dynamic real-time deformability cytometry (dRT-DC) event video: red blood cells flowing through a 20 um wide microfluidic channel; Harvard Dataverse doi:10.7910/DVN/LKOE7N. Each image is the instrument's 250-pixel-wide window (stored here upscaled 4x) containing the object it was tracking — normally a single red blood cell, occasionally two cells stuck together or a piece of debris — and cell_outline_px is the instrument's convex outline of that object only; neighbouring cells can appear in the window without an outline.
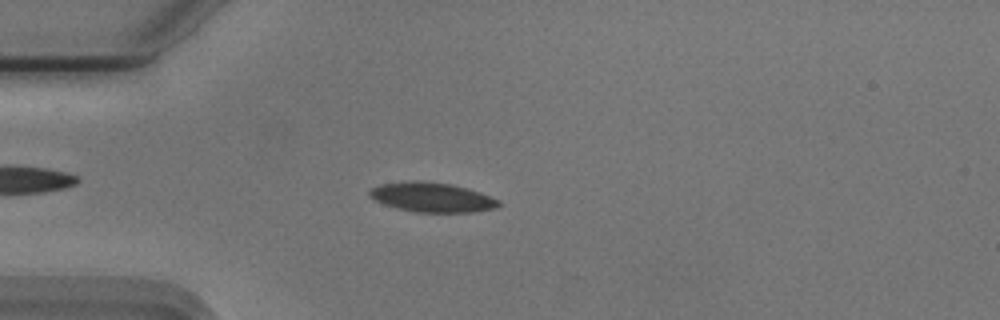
{"species": "Egyptian fruit bat (a non-hibernating species)", "species_latin": "Rousettus aegyptiacus", "temperature_condition": "cold", "stored_images_in_passage": 53, "camera_frame_rate_fps": 3000, "um_per_image_px": 0.085, "animal": {"sex": "male"}, "frame": {"image": 1, "passage_image": 14, "time_ms": 4.333, "image_size_px": [1000, 320], "cell_outline_px": [[504, 204], [496, 208], [476, 212], [416, 212], [396, 208], [384, 204], [368, 196], [368, 192], [372, 188], [380, 184], [412, 180], [420, 180], [452, 184], [480, 192], [500, 200]], "centroid_in_image_um": [36.75, 16.77], "position_along_channel_um": 48.2, "area_um2": 22.48}}
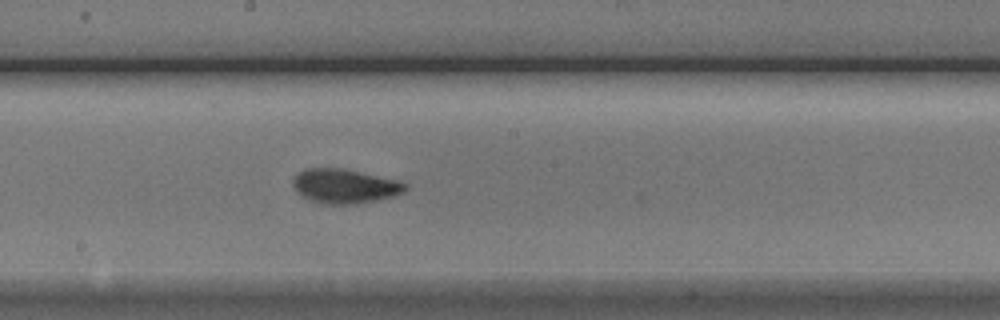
{"frame": {"image": 2, "passage_image": 29, "time_ms": 9.333, "image_size_px": [1000, 320], "cell_outline_px": [[408, 188], [404, 192], [392, 196], [376, 200], [356, 204], [324, 204], [308, 200], [296, 192], [292, 184], [292, 180], [300, 172], [308, 168], [340, 168], [400, 180], [408, 184]], "centroid_in_image_um": [29.31, 15.83], "position_along_channel_um": 218.9, "area_um2": 22.54}}
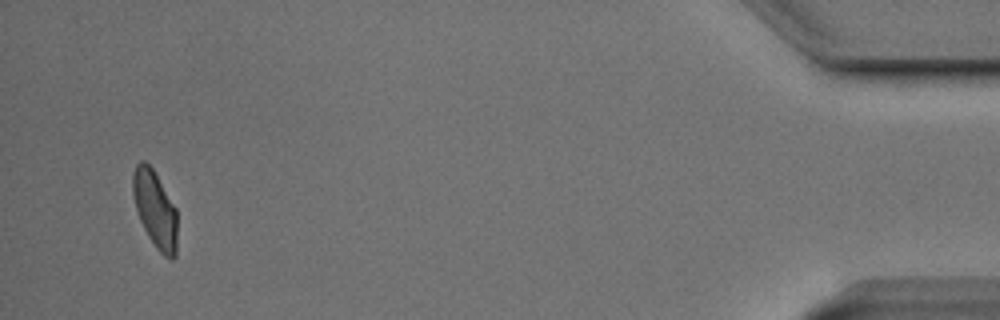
{"frame": {"image": 3, "passage_image": 52, "time_ms": 17.0, "image_size_px": [1000, 320], "cell_outline_px": [[176, 256], [172, 260], [168, 260], [156, 248], [148, 236], [140, 220], [132, 196], [132, 176], [136, 164], [140, 160], [144, 160], [152, 168], [176, 208]], "centroid_in_image_um": [13.17, 17.8], "position_along_channel_um": 422.0, "area_um2": 19.88}}